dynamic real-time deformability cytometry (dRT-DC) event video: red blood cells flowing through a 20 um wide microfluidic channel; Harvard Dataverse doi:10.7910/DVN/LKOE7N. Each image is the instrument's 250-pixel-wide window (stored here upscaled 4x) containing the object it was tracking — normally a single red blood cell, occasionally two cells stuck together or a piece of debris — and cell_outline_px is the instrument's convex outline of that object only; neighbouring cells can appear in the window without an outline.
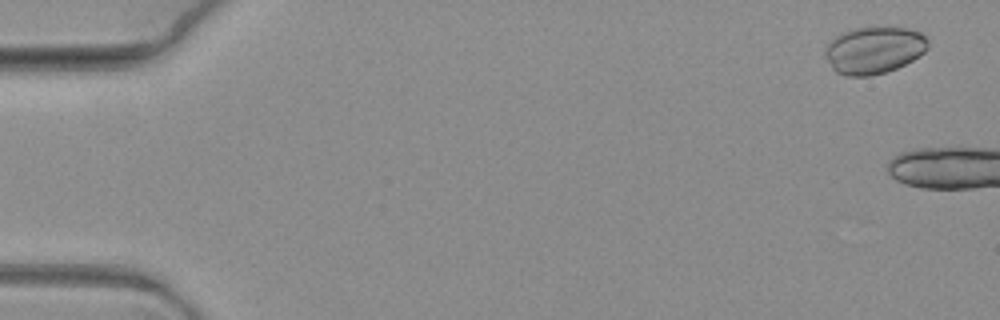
{"species": "common noctule bat (a hibernating species)", "species_latin": "Nyctalus noctula", "temperature_condition": "warm", "stored_images_in_passage": 3, "camera_frame_rate_fps": 3000, "um_per_image_px": 0.085, "animal": {"sex": "female", "body_mass_g": 19.3, "forearm_length_mm": 54.1}, "frame": {"image": 1, "passage_image": 1, "time_ms": 0.0, "image_size_px": [1000, 320], "cell_outline_px": [[928, 48], [924, 52], [912, 60], [896, 68], [884, 72], [868, 76], [848, 76], [836, 72], [832, 68], [824, 52], [828, 44], [840, 32], [856, 28], [876, 24], [880, 24], [904, 28], [920, 32], [928, 36]], "centroid_in_image_um": [74.31, 4.21], "position_along_channel_um": 10.7, "area_um2": 28.67}}